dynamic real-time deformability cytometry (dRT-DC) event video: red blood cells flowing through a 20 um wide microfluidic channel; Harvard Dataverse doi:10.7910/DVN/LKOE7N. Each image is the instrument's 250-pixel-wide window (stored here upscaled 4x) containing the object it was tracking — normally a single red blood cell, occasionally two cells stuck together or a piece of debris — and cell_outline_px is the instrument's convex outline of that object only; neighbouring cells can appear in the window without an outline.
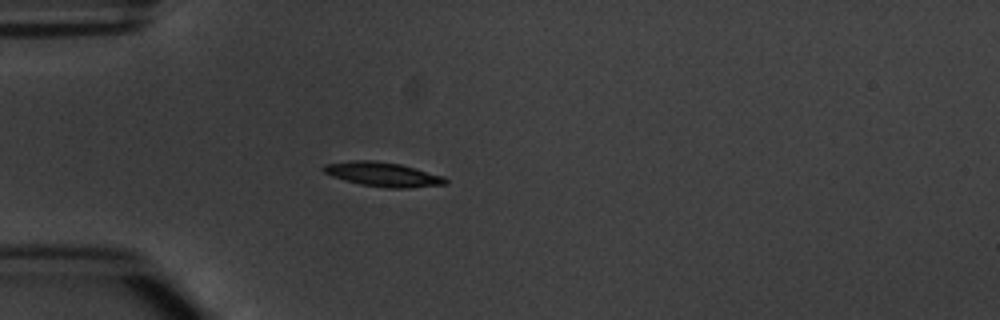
{"species": "common noctule bat (a hibernating species)", "species_latin": "Nyctalus noctula", "temperature_condition": "warm", "stored_images_in_passage": 3, "camera_frame_rate_fps": 3000, "um_per_image_px": 0.085, "animal": {"sex": "male", "body_mass_g": 20.1, "forearm_length_mm": 53.5}, "frame": {"image": 1, "passage_image": 3, "time_ms": 3.333, "image_size_px": [1000, 320], "cell_outline_px": [[448, 184], [408, 188], [384, 188], [360, 184], [344, 180], [332, 176], [324, 172], [320, 168], [324, 164], [352, 160], [376, 160], [400, 164], [444, 176], [448, 180]], "centroid_in_image_um": [32.54, 14.82], "position_along_channel_um": 52.5, "area_um2": 17.46}}